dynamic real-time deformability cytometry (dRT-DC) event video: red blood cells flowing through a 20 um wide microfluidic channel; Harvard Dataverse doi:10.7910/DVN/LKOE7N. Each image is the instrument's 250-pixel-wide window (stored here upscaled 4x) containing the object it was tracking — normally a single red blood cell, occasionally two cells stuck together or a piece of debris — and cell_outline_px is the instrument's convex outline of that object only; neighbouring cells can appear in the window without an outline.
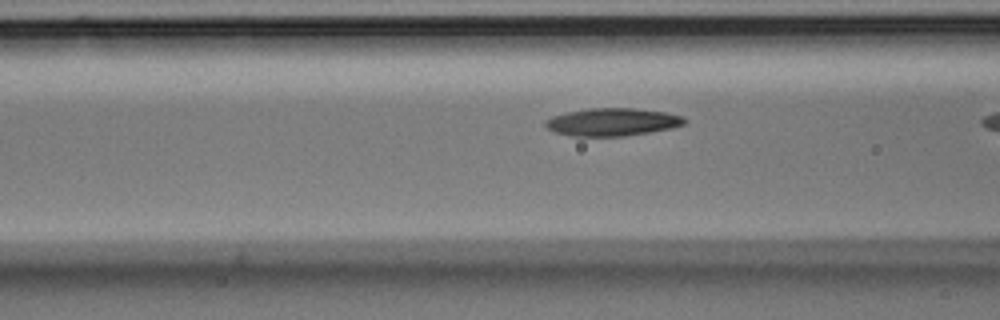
{"species": "Egyptian fruit bat (a non-hibernating species)", "species_latin": "Rousettus aegyptiacus", "temperature_condition": "room temperature", "stored_images_in_passage": 17, "camera_frame_rate_fps": 3000, "um_per_image_px": 0.085, "animal": {"sex": "male"}, "frame": {"image": 1, "passage_image": 16, "time_ms": 5.0, "image_size_px": [1000, 320], "cell_outline_px": [[688, 120], [684, 124], [672, 128], [624, 136], [572, 136], [556, 132], [548, 128], [544, 124], [544, 120], [552, 116], [568, 112], [588, 108], [636, 108], [664, 112], [680, 116]], "centroid_in_image_um": [52.03, 10.36], "position_along_channel_um": 114.6, "area_um2": 22.37}}